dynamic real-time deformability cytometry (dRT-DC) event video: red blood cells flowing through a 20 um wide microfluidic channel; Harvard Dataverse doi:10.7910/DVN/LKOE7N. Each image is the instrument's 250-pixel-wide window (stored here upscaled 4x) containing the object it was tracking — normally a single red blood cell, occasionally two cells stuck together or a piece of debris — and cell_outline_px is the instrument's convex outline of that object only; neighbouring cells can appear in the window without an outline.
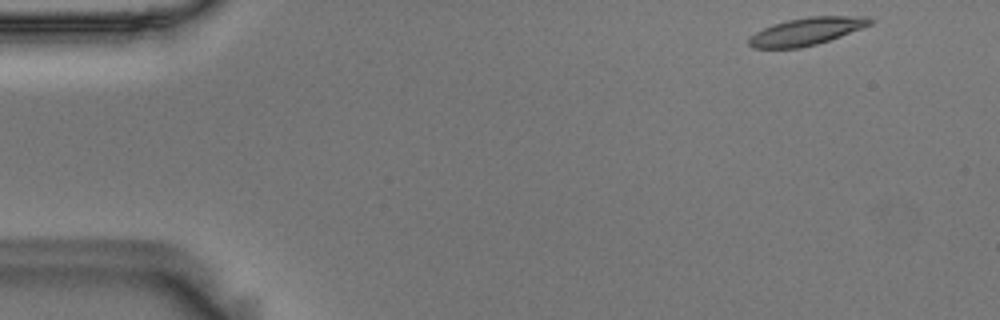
{"species": "Egyptian fruit bat (a non-hibernating species)", "species_latin": "Rousettus aegyptiacus", "temperature_condition": "room temperature", "stored_images_in_passage": 51, "camera_frame_rate_fps": 3000, "um_per_image_px": 0.085, "animal": {"sex": "male"}, "frame": {"image": 1, "passage_image": 1, "time_ms": 0.0, "image_size_px": [1000, 320], "cell_outline_px": [[876, 20], [872, 24], [840, 36], [816, 44], [800, 48], [752, 48], [748, 44], [748, 40], [756, 32], [772, 24], [788, 20], [808, 16], [868, 16]], "centroid_in_image_um": [68.58, 2.65], "position_along_channel_um": 16.4, "area_um2": 19.36}}
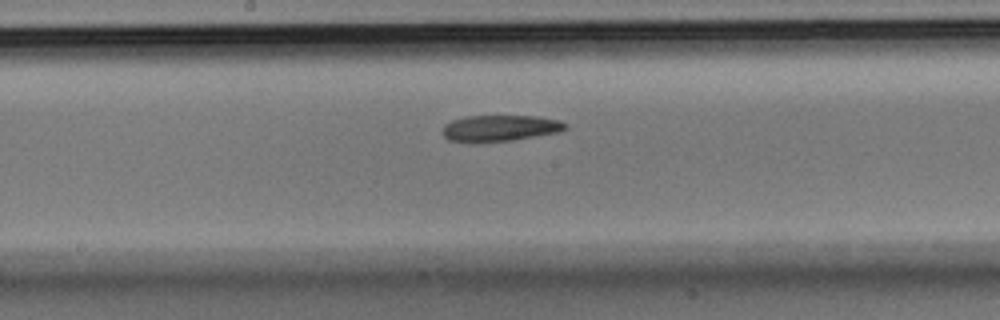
{"frame": {"image": 2, "passage_image": 25, "time_ms": 8.0, "image_size_px": [1000, 320], "cell_outline_px": [[568, 128], [560, 132], [512, 140], [472, 144], [448, 140], [440, 132], [444, 124], [452, 120], [464, 116], [536, 116], [560, 120], [568, 124]], "centroid_in_image_um": [42.45, 10.91], "position_along_channel_um": 205.8, "area_um2": 19.36}}
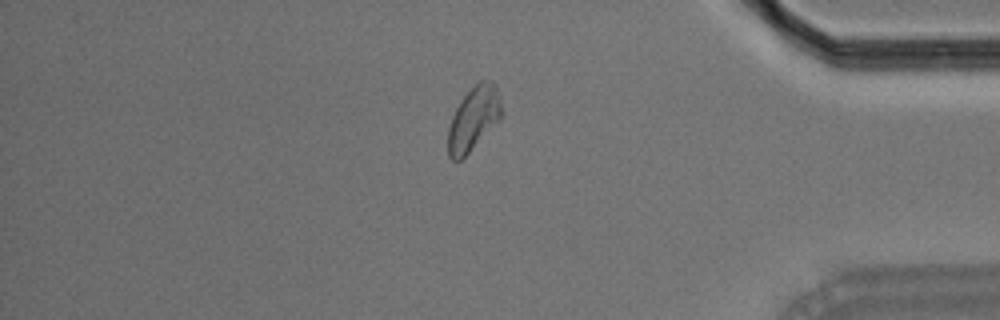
{"frame": {"image": 3, "passage_image": 43, "time_ms": 14.0, "image_size_px": [1000, 320], "cell_outline_px": [[500, 120], [460, 160], [452, 160], [448, 156], [448, 128], [452, 116], [460, 100], [480, 80], [492, 80], [496, 84], [500, 100]], "centroid_in_image_um": [40.24, 10.07], "position_along_channel_um": 395.0, "area_um2": 19.54}, "authors_computed_cell_mechanics": {"area_um2": 19.652, "velocity_mm_per_s": 3.6309, "shape_relaxation_time_tau1_ms": 7.4978, "shape_relaxation_time_tau2_ms": 4.9533, "deformation_change_tau1": 0.1495, "deformation_change_tau2": 0.1089}}